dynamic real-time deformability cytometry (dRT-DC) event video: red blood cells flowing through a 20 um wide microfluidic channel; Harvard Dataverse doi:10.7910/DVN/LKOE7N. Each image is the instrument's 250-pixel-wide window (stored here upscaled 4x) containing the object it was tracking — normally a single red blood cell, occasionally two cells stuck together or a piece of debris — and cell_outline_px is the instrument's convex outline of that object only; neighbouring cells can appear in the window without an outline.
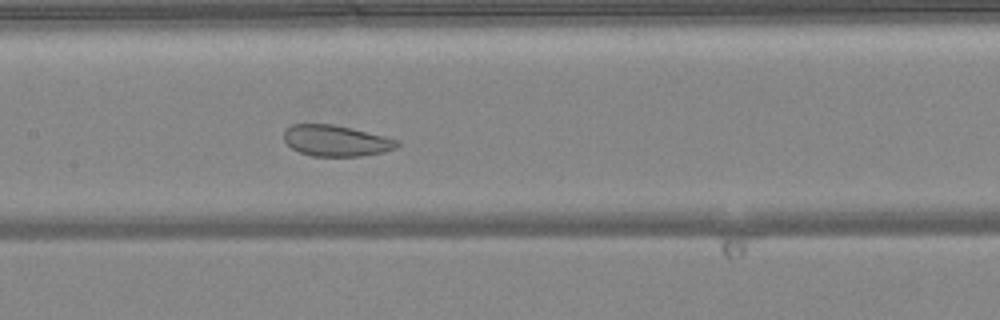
{"species": "common noctule bat (a hibernating species)", "species_latin": "Nyctalus noctula", "temperature_condition": "warm", "stored_images_in_passage": 33, "camera_frame_rate_fps": 3000, "um_per_image_px": 0.085, "animal": {"sex": "female", "body_mass_g": 24.6, "forearm_length_mm": 56.2}, "frame": {"image": 1, "passage_image": 16, "time_ms": 5.0, "image_size_px": [1000, 320], "cell_outline_px": [[400, 144], [396, 148], [380, 152], [360, 156], [312, 156], [300, 152], [292, 148], [284, 140], [284, 132], [292, 124], [332, 124], [384, 136], [400, 140]], "centroid_in_image_um": [28.56, 11.96], "position_along_channel_um": 178.8, "area_um2": 20.23}}
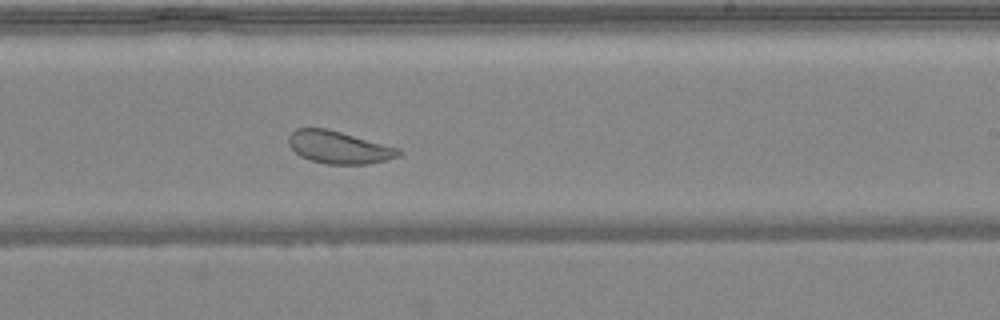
{"frame": {"image": 2, "passage_image": 22, "time_ms": 7.0, "image_size_px": [1000, 320], "cell_outline_px": [[404, 152], [400, 156], [388, 160], [368, 164], [328, 164], [312, 160], [300, 156], [288, 144], [288, 136], [296, 128], [328, 128], [400, 148]], "centroid_in_image_um": [28.85, 12.52], "position_along_channel_um": 260.2, "area_um2": 21.04}}
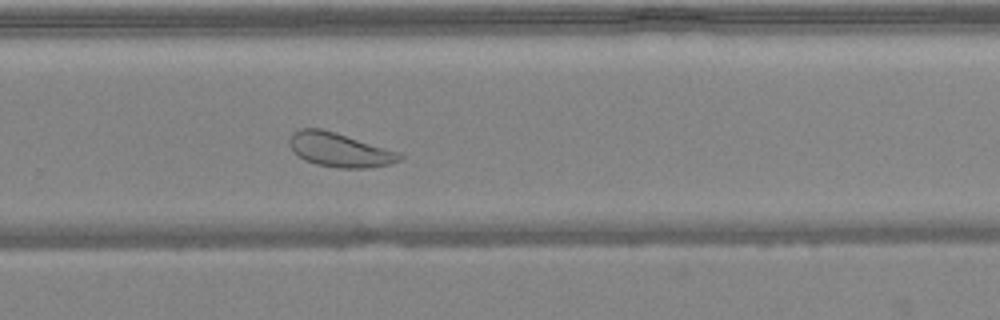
{"frame": {"image": 3, "passage_image": 25, "time_ms": 8.0, "image_size_px": [1000, 320], "cell_outline_px": [[404, 156], [400, 160], [388, 164], [368, 168], [340, 168], [316, 164], [304, 160], [288, 144], [288, 140], [292, 132], [300, 128], [320, 128], [336, 132], [400, 152]], "centroid_in_image_um": [28.86, 12.72], "position_along_channel_um": 300.9, "area_um2": 21.91}, "authors_computed_cell_mechanics": {"area_um2": 22.1374, "velocity_mm_per_s": 4.0826, "shape_relaxation_time_tau1_ms": 5.7361, "shape_relaxation_time_tau2_ms": 2.2287, "deformation_change_tau1": 0.0628, "deformation_change_tau2": 0.0784}}